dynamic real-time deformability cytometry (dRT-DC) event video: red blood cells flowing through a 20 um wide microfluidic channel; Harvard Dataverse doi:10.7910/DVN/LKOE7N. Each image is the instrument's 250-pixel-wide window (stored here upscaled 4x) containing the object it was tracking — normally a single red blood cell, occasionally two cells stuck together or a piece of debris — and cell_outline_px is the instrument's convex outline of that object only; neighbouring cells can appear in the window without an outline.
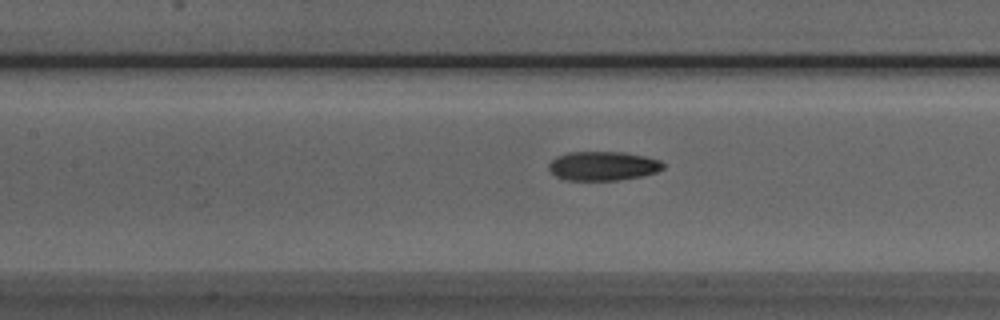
{"species": "Egyptian fruit bat (a non-hibernating species)", "species_latin": "Rousettus aegyptiacus", "temperature_condition": "room temperature", "stored_images_in_passage": 39, "camera_frame_rate_fps": 3000, "um_per_image_px": 0.085, "animal": {"sex": "male"}, "frame": {"image": 1, "passage_image": 10, "time_ms": 3.0, "image_size_px": [1000, 320], "cell_outline_px": [[664, 168], [656, 172], [640, 176], [616, 180], [564, 180], [556, 176], [548, 168], [548, 164], [556, 156], [568, 152], [624, 152], [644, 156], [660, 160], [664, 164]], "centroid_in_image_um": [51.23, 14.1], "position_along_channel_um": 156.2, "area_um2": 19.36}}
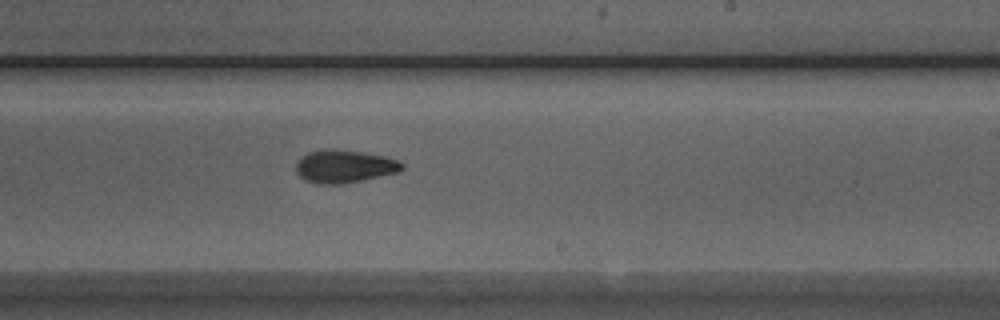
{"frame": {"image": 2, "passage_image": 18, "time_ms": 5.667, "image_size_px": [1000, 320], "cell_outline_px": [[404, 168], [400, 172], [340, 184], [316, 184], [304, 180], [296, 172], [296, 164], [300, 156], [308, 152], [324, 148], [336, 148], [388, 156], [404, 164]], "centroid_in_image_um": [29.25, 14.12], "position_along_channel_um": 259.8, "area_um2": 20.63}}
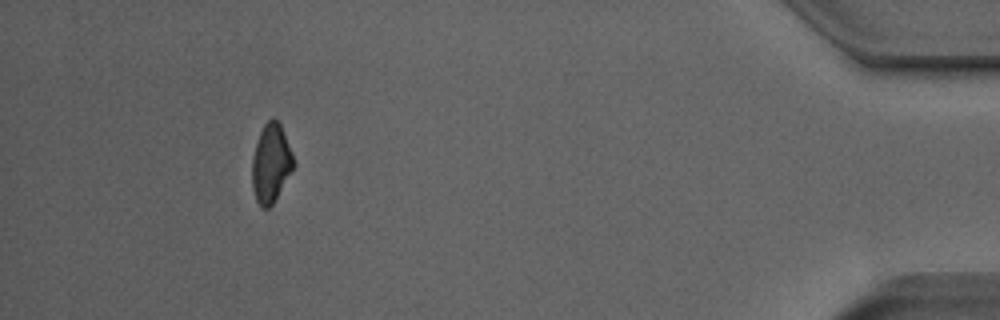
{"frame": {"image": 3, "passage_image": 35, "time_ms": 11.333, "image_size_px": [1000, 320], "cell_outline_px": [[296, 164], [272, 204], [268, 208], [264, 208], [256, 200], [252, 188], [252, 156], [260, 132], [264, 124], [272, 116], [280, 124], [292, 152]], "centroid_in_image_um": [23.03, 13.86], "position_along_channel_um": 412.2, "area_um2": 18.84}, "authors_computed_cell_mechanics": {"area_um2": 19.652, "velocity_mm_per_s": 3.8949, "shape_relaxation_time_tau1_ms": 3.0277, "shape_relaxation_time_tau2_ms": 3.1327, "deformation_change_tau1": 0.1478, "deformation_change_tau2": 0.0864}}